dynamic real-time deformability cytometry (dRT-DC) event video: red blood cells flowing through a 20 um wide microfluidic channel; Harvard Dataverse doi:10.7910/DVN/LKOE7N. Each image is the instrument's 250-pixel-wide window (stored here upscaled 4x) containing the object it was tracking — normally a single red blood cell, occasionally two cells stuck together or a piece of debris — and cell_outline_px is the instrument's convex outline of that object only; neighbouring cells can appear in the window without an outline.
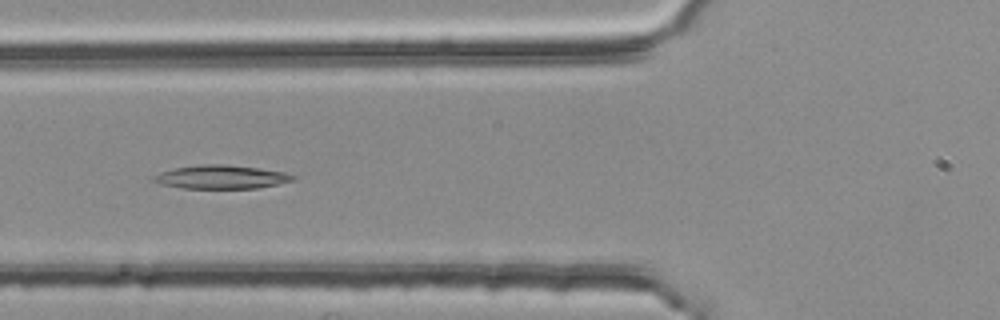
{"species": "common noctule bat (a hibernating species)", "species_latin": "Nyctalus noctula", "temperature_condition": "room temperature", "stored_images_in_passage": 7, "camera_frame_rate_fps": 3000, "um_per_image_px": 0.085, "animal": {"sex": "female", "body_mass_g": 25.1}, "frame": {"image": 1, "passage_image": 5, "time_ms": 1.333, "image_size_px": [1000, 320], "cell_outline_px": [[296, 180], [256, 188], [180, 188], [160, 184], [152, 180], [152, 176], [160, 172], [172, 168], [200, 164], [224, 164], [260, 168], [284, 172], [296, 176]], "centroid_in_image_um": [18.77, 15.03], "position_along_channel_um": 107.0, "area_um2": 19.25}}
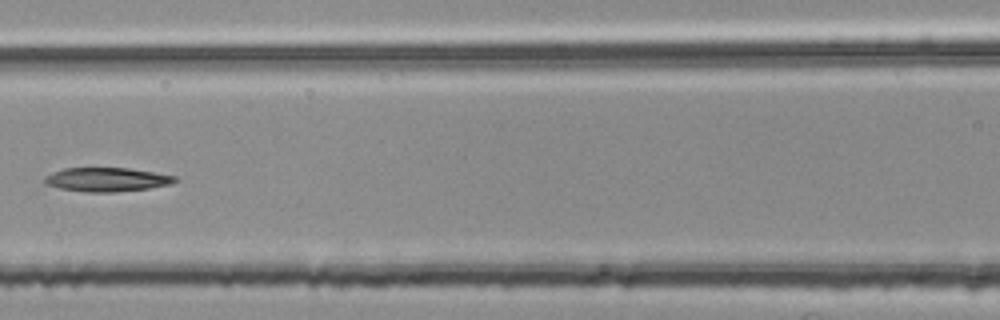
{"frame": {"image": 2, "passage_image": 6, "time_ms": 1.667, "image_size_px": [1000, 320], "cell_outline_px": [[180, 180], [168, 184], [148, 188], [116, 192], [84, 192], [60, 188], [48, 184], [44, 180], [44, 176], [52, 172], [64, 168], [128, 168], [176, 176]], "centroid_in_image_um": [9.07, 15.26], "position_along_channel_um": 157.5, "area_um2": 18.03}}
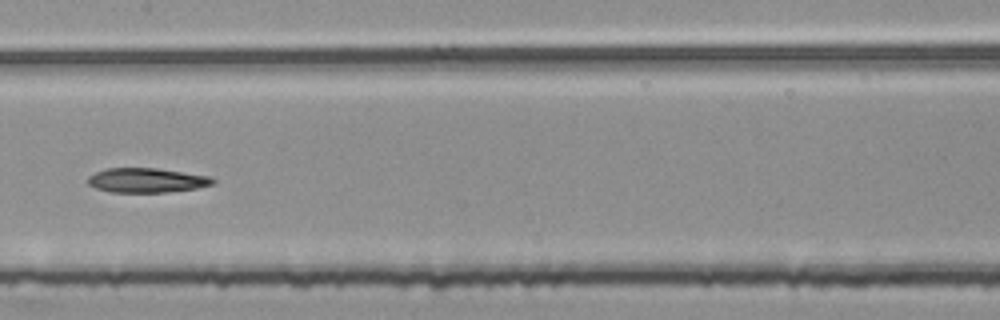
{"frame": {"image": 3, "passage_image": 7, "time_ms": 2.0, "image_size_px": [1000, 320], "cell_outline_px": [[216, 180], [212, 184], [196, 188], [168, 192], [112, 192], [96, 188], [88, 184], [88, 176], [96, 172], [108, 168], [156, 168], [212, 176]], "centroid_in_image_um": [12.49, 15.32], "position_along_channel_um": 194.9, "area_um2": 17.8}}